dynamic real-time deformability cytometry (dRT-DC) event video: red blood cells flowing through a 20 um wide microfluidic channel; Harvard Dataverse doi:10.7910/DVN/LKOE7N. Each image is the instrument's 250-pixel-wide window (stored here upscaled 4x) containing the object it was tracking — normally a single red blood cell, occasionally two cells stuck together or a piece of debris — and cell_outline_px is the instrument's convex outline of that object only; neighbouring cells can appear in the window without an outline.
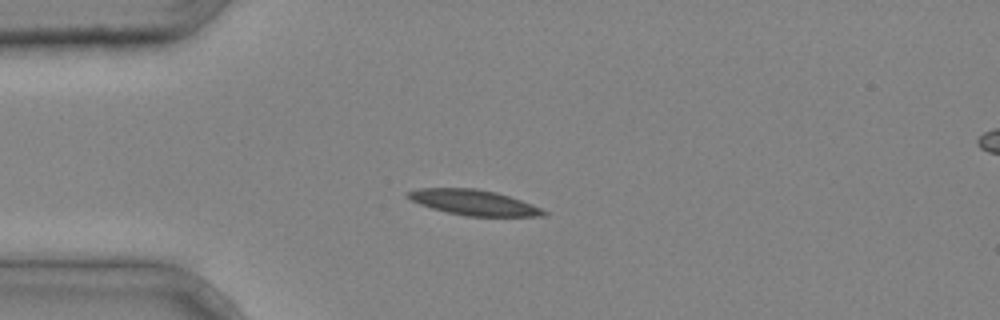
{"species": "common noctule bat (a hibernating species)", "species_latin": "Nyctalus noctula", "temperature_condition": "cold", "stored_images_in_passage": 42, "camera_frame_rate_fps": 3000, "um_per_image_px": 0.085, "animal": {"sex": "male", "body_mass_g": 20.4}, "frame": {"image": 1, "passage_image": 11, "time_ms": 3.333, "image_size_px": [1000, 320], "cell_outline_px": [[548, 216], [468, 216], [448, 212], [432, 208], [420, 204], [404, 196], [404, 192], [420, 188], [476, 188], [496, 192], [532, 204], [548, 212]], "centroid_in_image_um": [40.24, 17.2], "position_along_channel_um": 44.8, "area_um2": 20.0}}
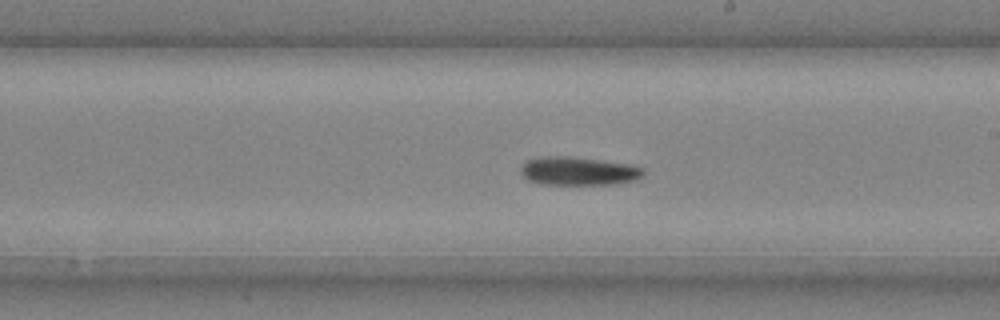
{"frame": {"image": 2, "passage_image": 25, "time_ms": 8.0, "image_size_px": [1000, 320], "cell_outline_px": [[644, 172], [636, 180], [616, 184], [540, 184], [528, 180], [520, 172], [520, 168], [528, 160], [540, 156], [568, 156], [600, 160], [628, 164], [644, 168]], "centroid_in_image_um": [49.15, 14.54], "position_along_channel_um": 239.9, "area_um2": 20.23}}
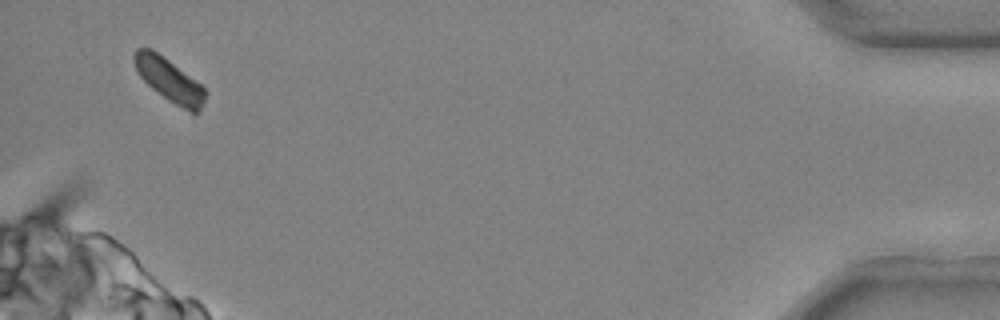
{"frame": {"image": 3, "passage_image": 41, "time_ms": 13.333, "image_size_px": [1000, 320], "cell_outline_px": [[208, 92], [204, 104], [200, 112], [196, 116], [168, 100], [152, 88], [140, 76], [132, 60], [132, 56], [136, 48], [148, 48], [156, 52], [168, 60], [200, 84]], "centroid_in_image_um": [14.42, 6.85], "position_along_channel_um": 420.8, "area_um2": 17.86}}